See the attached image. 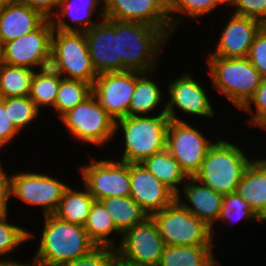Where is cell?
Returning <instances> with one entry per match:
<instances>
[{
  "label": "cell",
  "instance_id": "cell-31",
  "mask_svg": "<svg viewBox=\"0 0 266 266\" xmlns=\"http://www.w3.org/2000/svg\"><path fill=\"white\" fill-rule=\"evenodd\" d=\"M220 6L222 5L218 0H169V17L173 33L182 23H185L184 18H202L213 13Z\"/></svg>",
  "mask_w": 266,
  "mask_h": 266
},
{
  "label": "cell",
  "instance_id": "cell-18",
  "mask_svg": "<svg viewBox=\"0 0 266 266\" xmlns=\"http://www.w3.org/2000/svg\"><path fill=\"white\" fill-rule=\"evenodd\" d=\"M53 24L47 19L37 30L1 46L0 62L34 70L41 56L52 47Z\"/></svg>",
  "mask_w": 266,
  "mask_h": 266
},
{
  "label": "cell",
  "instance_id": "cell-8",
  "mask_svg": "<svg viewBox=\"0 0 266 266\" xmlns=\"http://www.w3.org/2000/svg\"><path fill=\"white\" fill-rule=\"evenodd\" d=\"M89 163L79 165L82 185L95 200L108 197L130 196L129 163L115 159H95L90 157Z\"/></svg>",
  "mask_w": 266,
  "mask_h": 266
},
{
  "label": "cell",
  "instance_id": "cell-5",
  "mask_svg": "<svg viewBox=\"0 0 266 266\" xmlns=\"http://www.w3.org/2000/svg\"><path fill=\"white\" fill-rule=\"evenodd\" d=\"M206 62L213 90H217L239 110L254 95L263 79L247 57H207Z\"/></svg>",
  "mask_w": 266,
  "mask_h": 266
},
{
  "label": "cell",
  "instance_id": "cell-9",
  "mask_svg": "<svg viewBox=\"0 0 266 266\" xmlns=\"http://www.w3.org/2000/svg\"><path fill=\"white\" fill-rule=\"evenodd\" d=\"M69 185L47 173L17 172L11 174V198L31 207H41L43 216L54 214Z\"/></svg>",
  "mask_w": 266,
  "mask_h": 266
},
{
  "label": "cell",
  "instance_id": "cell-43",
  "mask_svg": "<svg viewBox=\"0 0 266 266\" xmlns=\"http://www.w3.org/2000/svg\"><path fill=\"white\" fill-rule=\"evenodd\" d=\"M0 163V216L9 214L11 198V175L6 172Z\"/></svg>",
  "mask_w": 266,
  "mask_h": 266
},
{
  "label": "cell",
  "instance_id": "cell-11",
  "mask_svg": "<svg viewBox=\"0 0 266 266\" xmlns=\"http://www.w3.org/2000/svg\"><path fill=\"white\" fill-rule=\"evenodd\" d=\"M115 248L117 263L158 266L165 242L152 217L126 230Z\"/></svg>",
  "mask_w": 266,
  "mask_h": 266
},
{
  "label": "cell",
  "instance_id": "cell-23",
  "mask_svg": "<svg viewBox=\"0 0 266 266\" xmlns=\"http://www.w3.org/2000/svg\"><path fill=\"white\" fill-rule=\"evenodd\" d=\"M156 71L158 70L135 71V90L130 102L129 116H143L151 113V115L166 114V102H162L163 99L165 101L164 93L159 87L160 85L154 81V78L152 79ZM162 104L163 107L159 108ZM158 109L160 111L157 114L155 111Z\"/></svg>",
  "mask_w": 266,
  "mask_h": 266
},
{
  "label": "cell",
  "instance_id": "cell-37",
  "mask_svg": "<svg viewBox=\"0 0 266 266\" xmlns=\"http://www.w3.org/2000/svg\"><path fill=\"white\" fill-rule=\"evenodd\" d=\"M253 105L255 110L252 107ZM240 111H245L248 114L250 113V117H248L249 119L247 120L250 126L258 127L266 131V77L262 79L254 95Z\"/></svg>",
  "mask_w": 266,
  "mask_h": 266
},
{
  "label": "cell",
  "instance_id": "cell-16",
  "mask_svg": "<svg viewBox=\"0 0 266 266\" xmlns=\"http://www.w3.org/2000/svg\"><path fill=\"white\" fill-rule=\"evenodd\" d=\"M134 90V70L99 74L92 85V94L115 121L129 116Z\"/></svg>",
  "mask_w": 266,
  "mask_h": 266
},
{
  "label": "cell",
  "instance_id": "cell-34",
  "mask_svg": "<svg viewBox=\"0 0 266 266\" xmlns=\"http://www.w3.org/2000/svg\"><path fill=\"white\" fill-rule=\"evenodd\" d=\"M0 100L5 104V108H8L9 118L19 132L41 117L42 112L29 96L0 98Z\"/></svg>",
  "mask_w": 266,
  "mask_h": 266
},
{
  "label": "cell",
  "instance_id": "cell-49",
  "mask_svg": "<svg viewBox=\"0 0 266 266\" xmlns=\"http://www.w3.org/2000/svg\"><path fill=\"white\" fill-rule=\"evenodd\" d=\"M15 0H0V6L1 5H6V4H9L11 2H14Z\"/></svg>",
  "mask_w": 266,
  "mask_h": 266
},
{
  "label": "cell",
  "instance_id": "cell-46",
  "mask_svg": "<svg viewBox=\"0 0 266 266\" xmlns=\"http://www.w3.org/2000/svg\"><path fill=\"white\" fill-rule=\"evenodd\" d=\"M218 2L222 5V6H232L235 2V0H218Z\"/></svg>",
  "mask_w": 266,
  "mask_h": 266
},
{
  "label": "cell",
  "instance_id": "cell-13",
  "mask_svg": "<svg viewBox=\"0 0 266 266\" xmlns=\"http://www.w3.org/2000/svg\"><path fill=\"white\" fill-rule=\"evenodd\" d=\"M57 54L66 79H78L93 85L98 76L94 70L85 33L53 29L52 47Z\"/></svg>",
  "mask_w": 266,
  "mask_h": 266
},
{
  "label": "cell",
  "instance_id": "cell-1",
  "mask_svg": "<svg viewBox=\"0 0 266 266\" xmlns=\"http://www.w3.org/2000/svg\"><path fill=\"white\" fill-rule=\"evenodd\" d=\"M43 222L37 252L32 258L39 266H61L96 247L82 225L63 221L54 214L44 216Z\"/></svg>",
  "mask_w": 266,
  "mask_h": 266
},
{
  "label": "cell",
  "instance_id": "cell-12",
  "mask_svg": "<svg viewBox=\"0 0 266 266\" xmlns=\"http://www.w3.org/2000/svg\"><path fill=\"white\" fill-rule=\"evenodd\" d=\"M183 72L181 76H177L167 84L169 98L167 96V100L165 101L166 114L170 120L175 121H185L176 114L179 113L177 112L178 110L187 114V117L191 115V117L199 116V118L207 117L208 119H213L214 116H216V110L213 109V105H211L212 103L206 92L207 90H205L201 82H198L196 79L194 80L192 74L187 71Z\"/></svg>",
  "mask_w": 266,
  "mask_h": 266
},
{
  "label": "cell",
  "instance_id": "cell-26",
  "mask_svg": "<svg viewBox=\"0 0 266 266\" xmlns=\"http://www.w3.org/2000/svg\"><path fill=\"white\" fill-rule=\"evenodd\" d=\"M142 164L176 195H178L188 179V176L181 169L179 163L166 148L146 158Z\"/></svg>",
  "mask_w": 266,
  "mask_h": 266
},
{
  "label": "cell",
  "instance_id": "cell-42",
  "mask_svg": "<svg viewBox=\"0 0 266 266\" xmlns=\"http://www.w3.org/2000/svg\"><path fill=\"white\" fill-rule=\"evenodd\" d=\"M20 132L15 128L8 115V108L0 100V150L10 145ZM1 152V151H0Z\"/></svg>",
  "mask_w": 266,
  "mask_h": 266
},
{
  "label": "cell",
  "instance_id": "cell-15",
  "mask_svg": "<svg viewBox=\"0 0 266 266\" xmlns=\"http://www.w3.org/2000/svg\"><path fill=\"white\" fill-rule=\"evenodd\" d=\"M106 19L143 22L174 34L169 17V0H104Z\"/></svg>",
  "mask_w": 266,
  "mask_h": 266
},
{
  "label": "cell",
  "instance_id": "cell-4",
  "mask_svg": "<svg viewBox=\"0 0 266 266\" xmlns=\"http://www.w3.org/2000/svg\"><path fill=\"white\" fill-rule=\"evenodd\" d=\"M169 37L159 28L136 21L119 20V56L122 72L156 70Z\"/></svg>",
  "mask_w": 266,
  "mask_h": 266
},
{
  "label": "cell",
  "instance_id": "cell-25",
  "mask_svg": "<svg viewBox=\"0 0 266 266\" xmlns=\"http://www.w3.org/2000/svg\"><path fill=\"white\" fill-rule=\"evenodd\" d=\"M215 247L165 245L158 266H219Z\"/></svg>",
  "mask_w": 266,
  "mask_h": 266
},
{
  "label": "cell",
  "instance_id": "cell-7",
  "mask_svg": "<svg viewBox=\"0 0 266 266\" xmlns=\"http://www.w3.org/2000/svg\"><path fill=\"white\" fill-rule=\"evenodd\" d=\"M59 119L69 135L84 145L93 144L101 148L114 140L115 120L93 94Z\"/></svg>",
  "mask_w": 266,
  "mask_h": 266
},
{
  "label": "cell",
  "instance_id": "cell-47",
  "mask_svg": "<svg viewBox=\"0 0 266 266\" xmlns=\"http://www.w3.org/2000/svg\"><path fill=\"white\" fill-rule=\"evenodd\" d=\"M266 222V207L263 212L258 216V222Z\"/></svg>",
  "mask_w": 266,
  "mask_h": 266
},
{
  "label": "cell",
  "instance_id": "cell-19",
  "mask_svg": "<svg viewBox=\"0 0 266 266\" xmlns=\"http://www.w3.org/2000/svg\"><path fill=\"white\" fill-rule=\"evenodd\" d=\"M130 197L151 217L177 198L176 194L151 174L142 163H129Z\"/></svg>",
  "mask_w": 266,
  "mask_h": 266
},
{
  "label": "cell",
  "instance_id": "cell-44",
  "mask_svg": "<svg viewBox=\"0 0 266 266\" xmlns=\"http://www.w3.org/2000/svg\"><path fill=\"white\" fill-rule=\"evenodd\" d=\"M41 12L50 19L58 10L60 0H15Z\"/></svg>",
  "mask_w": 266,
  "mask_h": 266
},
{
  "label": "cell",
  "instance_id": "cell-33",
  "mask_svg": "<svg viewBox=\"0 0 266 266\" xmlns=\"http://www.w3.org/2000/svg\"><path fill=\"white\" fill-rule=\"evenodd\" d=\"M8 218V214L0 216V262L13 261L14 258L7 257L8 254L35 237L32 231L10 223Z\"/></svg>",
  "mask_w": 266,
  "mask_h": 266
},
{
  "label": "cell",
  "instance_id": "cell-10",
  "mask_svg": "<svg viewBox=\"0 0 266 266\" xmlns=\"http://www.w3.org/2000/svg\"><path fill=\"white\" fill-rule=\"evenodd\" d=\"M207 138L202 130L187 121L170 120L167 130L166 149L179 163L188 177L200 170L207 151L217 139Z\"/></svg>",
  "mask_w": 266,
  "mask_h": 266
},
{
  "label": "cell",
  "instance_id": "cell-6",
  "mask_svg": "<svg viewBox=\"0 0 266 266\" xmlns=\"http://www.w3.org/2000/svg\"><path fill=\"white\" fill-rule=\"evenodd\" d=\"M151 217L165 245L215 246L212 229L177 200Z\"/></svg>",
  "mask_w": 266,
  "mask_h": 266
},
{
  "label": "cell",
  "instance_id": "cell-27",
  "mask_svg": "<svg viewBox=\"0 0 266 266\" xmlns=\"http://www.w3.org/2000/svg\"><path fill=\"white\" fill-rule=\"evenodd\" d=\"M76 189L72 186L65 189L54 215L63 221L84 226L95 199L84 185L81 190Z\"/></svg>",
  "mask_w": 266,
  "mask_h": 266
},
{
  "label": "cell",
  "instance_id": "cell-48",
  "mask_svg": "<svg viewBox=\"0 0 266 266\" xmlns=\"http://www.w3.org/2000/svg\"><path fill=\"white\" fill-rule=\"evenodd\" d=\"M119 266H148V265H136L131 263H117Z\"/></svg>",
  "mask_w": 266,
  "mask_h": 266
},
{
  "label": "cell",
  "instance_id": "cell-38",
  "mask_svg": "<svg viewBox=\"0 0 266 266\" xmlns=\"http://www.w3.org/2000/svg\"><path fill=\"white\" fill-rule=\"evenodd\" d=\"M61 266H117L116 250L107 246H96L88 254Z\"/></svg>",
  "mask_w": 266,
  "mask_h": 266
},
{
  "label": "cell",
  "instance_id": "cell-3",
  "mask_svg": "<svg viewBox=\"0 0 266 266\" xmlns=\"http://www.w3.org/2000/svg\"><path fill=\"white\" fill-rule=\"evenodd\" d=\"M170 118L167 114L126 116L115 121V138L121 131L124 149L120 161L142 163L166 148Z\"/></svg>",
  "mask_w": 266,
  "mask_h": 266
},
{
  "label": "cell",
  "instance_id": "cell-17",
  "mask_svg": "<svg viewBox=\"0 0 266 266\" xmlns=\"http://www.w3.org/2000/svg\"><path fill=\"white\" fill-rule=\"evenodd\" d=\"M228 20V22H227ZM225 20L215 48L207 57L245 58L249 54L256 35L265 26L262 22L231 13Z\"/></svg>",
  "mask_w": 266,
  "mask_h": 266
},
{
  "label": "cell",
  "instance_id": "cell-36",
  "mask_svg": "<svg viewBox=\"0 0 266 266\" xmlns=\"http://www.w3.org/2000/svg\"><path fill=\"white\" fill-rule=\"evenodd\" d=\"M241 220H258V216L252 211L248 202L237 193H229L224 195L222 208L218 218V222L239 223Z\"/></svg>",
  "mask_w": 266,
  "mask_h": 266
},
{
  "label": "cell",
  "instance_id": "cell-40",
  "mask_svg": "<svg viewBox=\"0 0 266 266\" xmlns=\"http://www.w3.org/2000/svg\"><path fill=\"white\" fill-rule=\"evenodd\" d=\"M231 8L235 15L250 17L266 25V0H235Z\"/></svg>",
  "mask_w": 266,
  "mask_h": 266
},
{
  "label": "cell",
  "instance_id": "cell-45",
  "mask_svg": "<svg viewBox=\"0 0 266 266\" xmlns=\"http://www.w3.org/2000/svg\"><path fill=\"white\" fill-rule=\"evenodd\" d=\"M0 266H39L33 259L26 263H21L20 261H16L15 259L13 261H3L0 262Z\"/></svg>",
  "mask_w": 266,
  "mask_h": 266
},
{
  "label": "cell",
  "instance_id": "cell-41",
  "mask_svg": "<svg viewBox=\"0 0 266 266\" xmlns=\"http://www.w3.org/2000/svg\"><path fill=\"white\" fill-rule=\"evenodd\" d=\"M247 58L262 77H266V25L256 35Z\"/></svg>",
  "mask_w": 266,
  "mask_h": 266
},
{
  "label": "cell",
  "instance_id": "cell-22",
  "mask_svg": "<svg viewBox=\"0 0 266 266\" xmlns=\"http://www.w3.org/2000/svg\"><path fill=\"white\" fill-rule=\"evenodd\" d=\"M47 18L17 1L0 6V46L37 30Z\"/></svg>",
  "mask_w": 266,
  "mask_h": 266
},
{
  "label": "cell",
  "instance_id": "cell-2",
  "mask_svg": "<svg viewBox=\"0 0 266 266\" xmlns=\"http://www.w3.org/2000/svg\"><path fill=\"white\" fill-rule=\"evenodd\" d=\"M216 138L194 178L224 196L237 191L254 157H249L245 149L238 146V141L236 144L226 138Z\"/></svg>",
  "mask_w": 266,
  "mask_h": 266
},
{
  "label": "cell",
  "instance_id": "cell-14",
  "mask_svg": "<svg viewBox=\"0 0 266 266\" xmlns=\"http://www.w3.org/2000/svg\"><path fill=\"white\" fill-rule=\"evenodd\" d=\"M92 66L97 75L122 72L119 56V20L102 19L85 32Z\"/></svg>",
  "mask_w": 266,
  "mask_h": 266
},
{
  "label": "cell",
  "instance_id": "cell-20",
  "mask_svg": "<svg viewBox=\"0 0 266 266\" xmlns=\"http://www.w3.org/2000/svg\"><path fill=\"white\" fill-rule=\"evenodd\" d=\"M176 198L190 213L212 229L215 241L214 232H217L215 225L220 215L224 196L194 177H188Z\"/></svg>",
  "mask_w": 266,
  "mask_h": 266
},
{
  "label": "cell",
  "instance_id": "cell-29",
  "mask_svg": "<svg viewBox=\"0 0 266 266\" xmlns=\"http://www.w3.org/2000/svg\"><path fill=\"white\" fill-rule=\"evenodd\" d=\"M99 201L113 218L115 226L121 234L135 225L143 223L149 217L130 196L108 197Z\"/></svg>",
  "mask_w": 266,
  "mask_h": 266
},
{
  "label": "cell",
  "instance_id": "cell-32",
  "mask_svg": "<svg viewBox=\"0 0 266 266\" xmlns=\"http://www.w3.org/2000/svg\"><path fill=\"white\" fill-rule=\"evenodd\" d=\"M91 95L92 84L78 79H61L53 109L60 118Z\"/></svg>",
  "mask_w": 266,
  "mask_h": 266
},
{
  "label": "cell",
  "instance_id": "cell-21",
  "mask_svg": "<svg viewBox=\"0 0 266 266\" xmlns=\"http://www.w3.org/2000/svg\"><path fill=\"white\" fill-rule=\"evenodd\" d=\"M95 14L101 17L98 21L92 17ZM104 18V0H60L57 12L50 19L55 30L85 33Z\"/></svg>",
  "mask_w": 266,
  "mask_h": 266
},
{
  "label": "cell",
  "instance_id": "cell-39",
  "mask_svg": "<svg viewBox=\"0 0 266 266\" xmlns=\"http://www.w3.org/2000/svg\"><path fill=\"white\" fill-rule=\"evenodd\" d=\"M34 74L40 76H49L56 79L65 78L60 60L52 48H50L41 56L34 68Z\"/></svg>",
  "mask_w": 266,
  "mask_h": 266
},
{
  "label": "cell",
  "instance_id": "cell-35",
  "mask_svg": "<svg viewBox=\"0 0 266 266\" xmlns=\"http://www.w3.org/2000/svg\"><path fill=\"white\" fill-rule=\"evenodd\" d=\"M61 79L33 74L29 97L41 111L44 106L54 108Z\"/></svg>",
  "mask_w": 266,
  "mask_h": 266
},
{
  "label": "cell",
  "instance_id": "cell-30",
  "mask_svg": "<svg viewBox=\"0 0 266 266\" xmlns=\"http://www.w3.org/2000/svg\"><path fill=\"white\" fill-rule=\"evenodd\" d=\"M34 70L0 62V98L29 96Z\"/></svg>",
  "mask_w": 266,
  "mask_h": 266
},
{
  "label": "cell",
  "instance_id": "cell-28",
  "mask_svg": "<svg viewBox=\"0 0 266 266\" xmlns=\"http://www.w3.org/2000/svg\"><path fill=\"white\" fill-rule=\"evenodd\" d=\"M89 239L96 246H107L116 248L118 242L116 239L110 237L113 233H117L122 237V234L117 230L113 218L110 216L104 205L94 200L91 205L87 221L84 225Z\"/></svg>",
  "mask_w": 266,
  "mask_h": 266
},
{
  "label": "cell",
  "instance_id": "cell-24",
  "mask_svg": "<svg viewBox=\"0 0 266 266\" xmlns=\"http://www.w3.org/2000/svg\"><path fill=\"white\" fill-rule=\"evenodd\" d=\"M255 159L246 169L236 192L259 216L266 207V158L255 156Z\"/></svg>",
  "mask_w": 266,
  "mask_h": 266
}]
</instances>
